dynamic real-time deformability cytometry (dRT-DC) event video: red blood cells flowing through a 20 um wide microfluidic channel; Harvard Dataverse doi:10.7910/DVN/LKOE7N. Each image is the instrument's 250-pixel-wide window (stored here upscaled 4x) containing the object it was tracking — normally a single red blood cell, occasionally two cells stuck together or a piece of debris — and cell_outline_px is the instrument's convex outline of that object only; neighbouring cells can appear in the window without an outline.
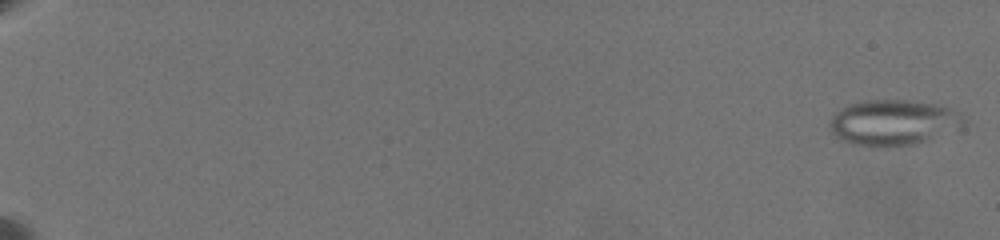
{"species": "common noctule bat (a hibernating species)", "species_latin": "Nyctalus noctula", "temperature_condition": "warm", "stored_images_in_passage": 66, "camera_frame_rate_fps": 3000, "um_per_image_px": 0.085, "animal": {"sex": "female", "body_mass_g": 19.5, "forearm_length_mm": 54.1}, "frame": {"image": 1, "passage_image": 2, "time_ms": 0.333, "image_size_px": [1000, 240], "cell_outline_px": [[968, 120], [960, 128], [928, 140], [916, 144], [856, 144], [844, 140], [836, 136], [832, 132], [828, 124], [832, 116], [840, 108], [848, 104], [868, 100], [904, 100], [936, 104], [960, 112]], "centroid_in_image_um": [75.97, 10.37], "position_along_channel_um": 9.0, "area_um2": 34.91}}
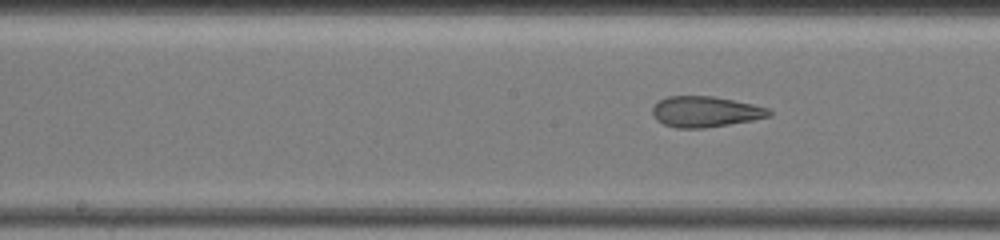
{"frame": {"image": 2, "passage_image": 41, "time_ms": 12.0, "image_size_px": [1000, 240], "cell_outline_px": [[772, 116], [752, 120], [704, 128], [676, 128], [664, 124], [656, 120], [652, 112], [652, 108], [660, 100], [668, 96], [712, 96], [752, 104], [768, 108], [772, 112]], "centroid_in_image_um": [59.95, 9.5], "position_along_channel_um": 188.2, "area_um2": 20.75}}
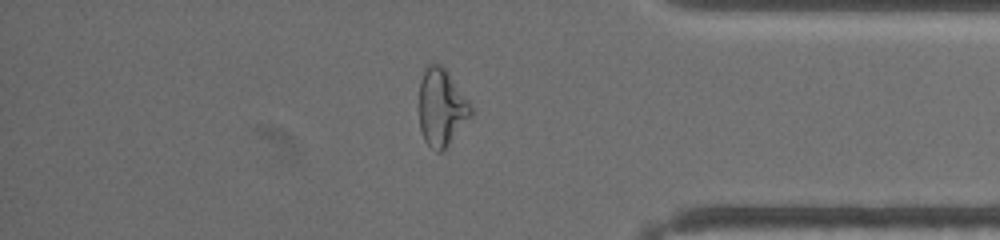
{"frame": {"image": 3, "passage_image": 60, "time_ms": 18.333, "image_size_px": [1000, 240], "cell_outline_px": [[472, 116], [444, 152], [436, 152], [424, 140], [420, 128], [420, 80], [424, 68], [428, 64], [440, 64], [448, 72], [472, 104]], "centroid_in_image_um": [37.55, 9.16], "position_along_channel_um": 397.6, "area_um2": 23.64}, "authors_computed_cell_mechanics": {"area_um2": 26.2123, "velocity_mm_per_s": 3.5188, "shape_relaxation_time_tau1_ms": null, "shape_relaxation_time_tau2_ms": 1.3446, "deformation_change_tau1": null, "deformation_change_tau2": 0.095}}